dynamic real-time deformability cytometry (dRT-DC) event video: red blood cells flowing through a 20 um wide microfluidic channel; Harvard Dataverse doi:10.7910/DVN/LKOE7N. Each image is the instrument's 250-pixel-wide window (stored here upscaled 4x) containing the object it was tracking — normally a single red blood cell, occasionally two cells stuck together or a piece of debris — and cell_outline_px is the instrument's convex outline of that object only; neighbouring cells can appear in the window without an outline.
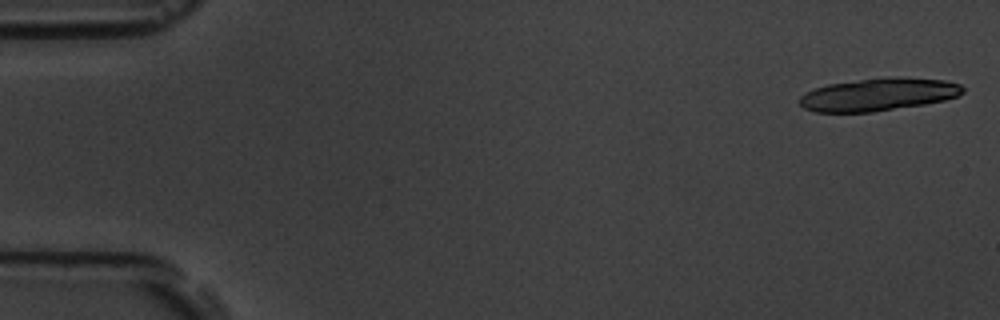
{"species": "common noctule bat (a hibernating species)", "species_latin": "Nyctalus noctula", "temperature_condition": "room temperature", "stored_images_in_passage": 15, "camera_frame_rate_fps": 3000, "um_per_image_px": 0.085, "animal": {"sex": "male", "body_mass_g": 19.5, "forearm_length_mm": 54.6}, "frame": {"image": 1, "passage_image": 1, "time_ms": 0.0, "image_size_px": [1000, 320], "cell_outline_px": [[964, 92], [956, 96], [944, 100], [924, 104], [872, 112], [816, 112], [804, 108], [800, 104], [800, 96], [804, 92], [828, 84], [860, 80], [896, 76], [944, 80], [960, 84], [964, 88]], "centroid_in_image_um": [74.66, 8.03], "position_along_channel_um": 10.3, "area_um2": 30.92}}
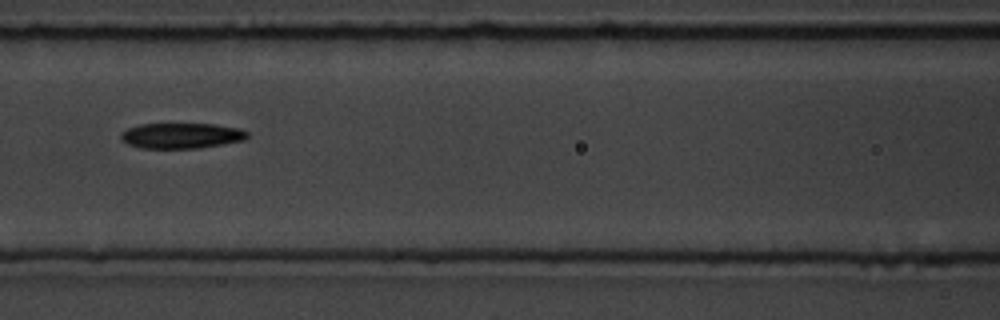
{"frame": {"image": 2, "passage_image": 7, "time_ms": 8.0, "image_size_px": [1000, 320], "cell_outline_px": [[248, 136], [244, 140], [200, 148], [140, 148], [128, 144], [120, 140], [120, 132], [128, 128], [140, 124], [216, 124], [240, 128], [248, 132]], "centroid_in_image_um": [15.4, 11.53], "position_along_channel_um": 151.2, "area_um2": 18.9}}
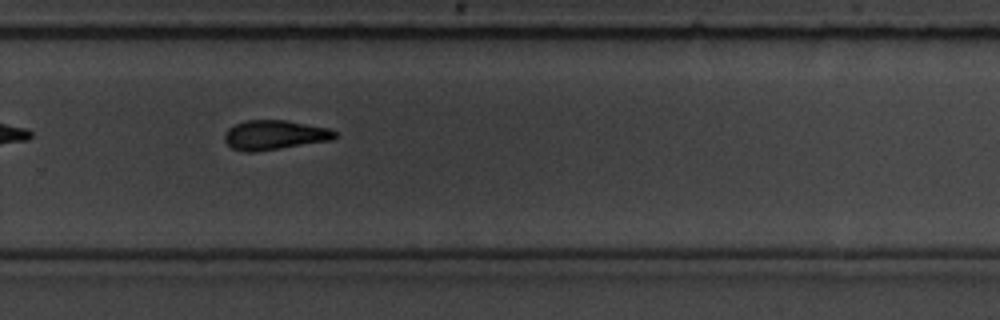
{"frame": {"image": 3, "passage_image": 11, "time_ms": 12.333, "image_size_px": [1000, 320], "cell_outline_px": [[336, 136], [332, 140], [256, 152], [244, 152], [232, 148], [224, 140], [224, 136], [228, 128], [236, 124], [248, 120], [284, 120], [328, 128], [336, 132]], "centroid_in_image_um": [23.31, 11.48], "position_along_channel_um": 306.5, "area_um2": 18.84}, "authors_computed_cell_mechanics": {"area_um2": 19.4786, "velocity_mm_per_s": 3.5995, "shape_relaxation_time_tau1_ms": 6.1226, "shape_relaxation_time_tau2_ms": 6.5386, "deformation_change_tau1": 0.1578, "deformation_change_tau2": 0.1522}}